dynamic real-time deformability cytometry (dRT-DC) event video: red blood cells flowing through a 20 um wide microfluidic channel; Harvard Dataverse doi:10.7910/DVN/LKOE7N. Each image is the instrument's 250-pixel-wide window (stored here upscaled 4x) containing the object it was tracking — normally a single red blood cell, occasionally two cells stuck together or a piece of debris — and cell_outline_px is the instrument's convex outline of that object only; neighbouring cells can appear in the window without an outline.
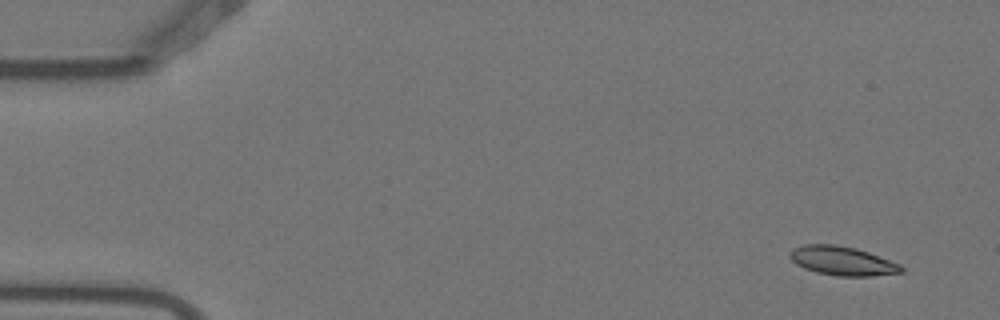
{"species": "Egyptian fruit bat (a non-hibernating species)", "species_latin": "Rousettus aegyptiacus", "temperature_condition": "warm", "stored_images_in_passage": 7, "camera_frame_rate_fps": 3000, "um_per_image_px": 0.085, "animal": {"sex": "female"}, "frame": {"image": 1, "passage_image": 1, "time_ms": 0.0, "image_size_px": [1000, 320], "cell_outline_px": [[904, 272], [872, 276], [836, 276], [816, 272], [804, 268], [796, 264], [788, 256], [788, 252], [792, 248], [804, 244], [836, 244], [856, 248], [868, 252], [900, 264], [904, 268]], "centroid_in_image_um": [71.57, 22.17], "position_along_channel_um": 13.4, "area_um2": 19.02}}
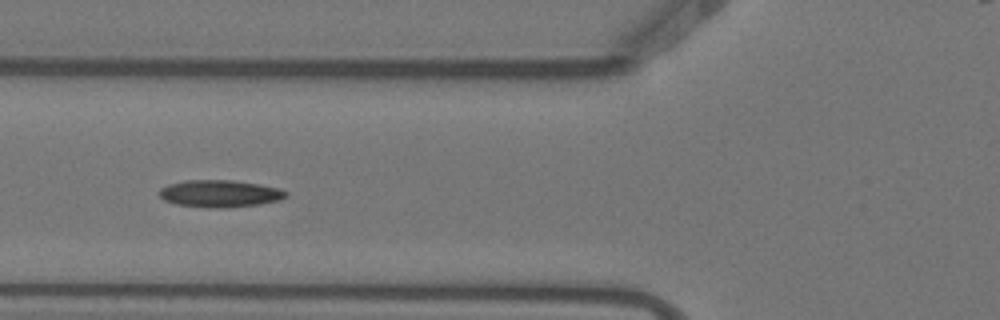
{"frame": {"image": 2, "passage_image": 5, "time_ms": 1.333, "image_size_px": [1000, 320], "cell_outline_px": [[288, 196], [280, 200], [260, 204], [228, 208], [208, 208], [176, 204], [164, 200], [160, 196], [160, 188], [168, 184], [188, 180], [232, 180], [260, 184], [276, 188], [288, 192]], "centroid_in_image_um": [18.7, 16.46], "position_along_channel_um": 107.1, "area_um2": 20.11}}
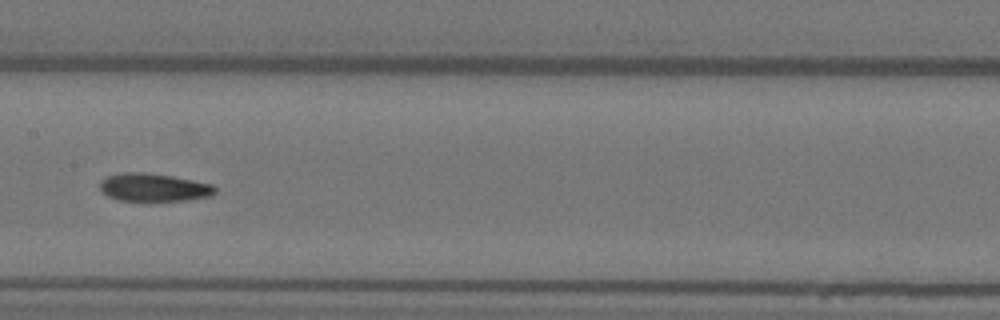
{"frame": {"image": 3, "passage_image": 7, "time_ms": 2.0, "image_size_px": [1000, 320], "cell_outline_px": [[216, 192], [212, 196], [188, 200], [120, 200], [108, 196], [100, 188], [100, 180], [108, 176], [120, 172], [144, 172], [172, 176], [212, 184], [216, 188]], "centroid_in_image_um": [13.08, 15.92], "position_along_channel_um": 194.3, "area_um2": 18.67}}